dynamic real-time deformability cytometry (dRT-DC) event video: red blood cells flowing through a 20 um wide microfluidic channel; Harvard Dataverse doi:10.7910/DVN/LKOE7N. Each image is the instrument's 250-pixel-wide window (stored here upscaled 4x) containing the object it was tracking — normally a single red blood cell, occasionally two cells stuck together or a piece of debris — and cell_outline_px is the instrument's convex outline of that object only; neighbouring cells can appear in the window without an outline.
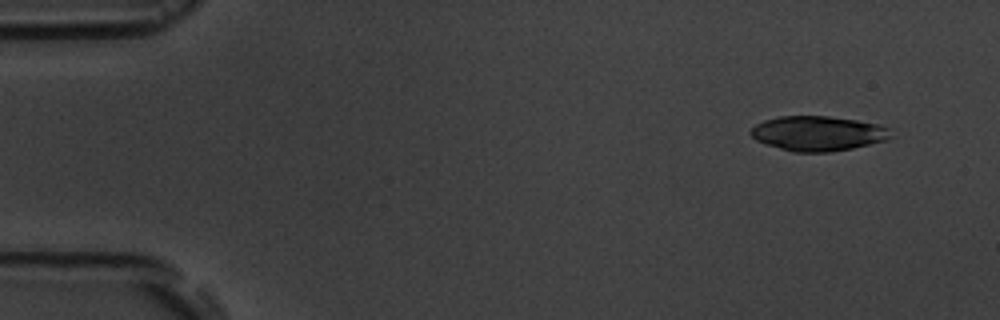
{"species": "common noctule bat (a hibernating species)", "species_latin": "Nyctalus noctula", "temperature_condition": "room temperature", "stored_images_in_passage": 4, "camera_frame_rate_fps": 3000, "um_per_image_px": 0.085, "animal": {"sex": "male", "body_mass_g": 19.5, "forearm_length_mm": 54.6}, "frame": {"image": 1, "passage_image": 1, "time_ms": 0.0, "image_size_px": [1000, 320], "cell_outline_px": [[892, 136], [884, 140], [852, 148], [828, 152], [792, 152], [764, 144], [756, 140], [748, 132], [756, 124], [764, 120], [780, 116], [828, 116], [856, 120], [880, 124], [888, 128]], "centroid_in_image_um": [69.48, 11.34], "position_along_channel_um": 15.5, "area_um2": 28.38}}